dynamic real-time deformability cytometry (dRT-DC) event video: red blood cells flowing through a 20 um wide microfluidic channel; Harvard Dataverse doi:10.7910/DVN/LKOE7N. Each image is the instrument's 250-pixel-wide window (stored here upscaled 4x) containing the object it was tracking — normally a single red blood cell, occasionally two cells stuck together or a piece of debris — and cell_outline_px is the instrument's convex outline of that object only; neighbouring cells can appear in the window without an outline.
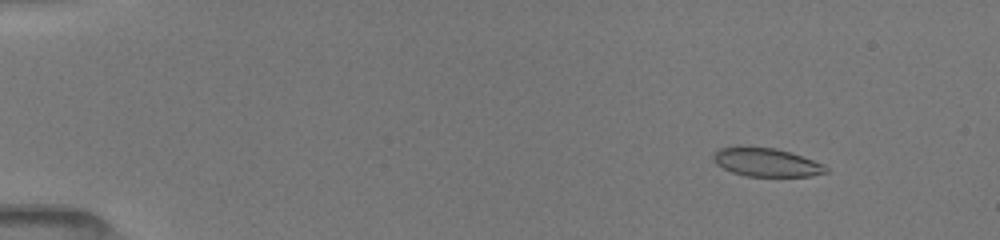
{"species": "common noctule bat (a hibernating species)", "species_latin": "Nyctalus noctula", "temperature_condition": "room temperature", "stored_images_in_passage": 43, "camera_frame_rate_fps": 3000, "um_per_image_px": 0.085, "animal": {"sex": "female", "body_mass_g": 19.5, "forearm_length_mm": 54.1}, "frame": {"image": 1, "passage_image": 7, "time_ms": 2.0, "image_size_px": [1000, 240], "cell_outline_px": [[828, 172], [812, 176], [744, 176], [732, 172], [716, 164], [712, 160], [712, 156], [716, 148], [736, 144], [740, 144], [776, 148], [824, 164], [828, 168]], "centroid_in_image_um": [65.04, 13.76], "position_along_channel_um": 20.0, "area_um2": 19.25}}
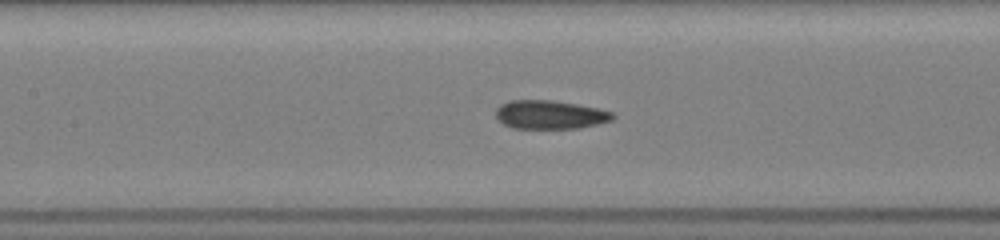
{"frame": {"image": 2, "passage_image": 26, "time_ms": 8.333, "image_size_px": [1000, 240], "cell_outline_px": [[616, 116], [612, 120], [580, 128], [512, 128], [496, 120], [496, 108], [500, 104], [508, 100], [552, 100], [576, 104], [596, 108], [612, 112]], "centroid_in_image_um": [46.7, 9.74], "position_along_channel_um": 160.7, "area_um2": 19.54}}
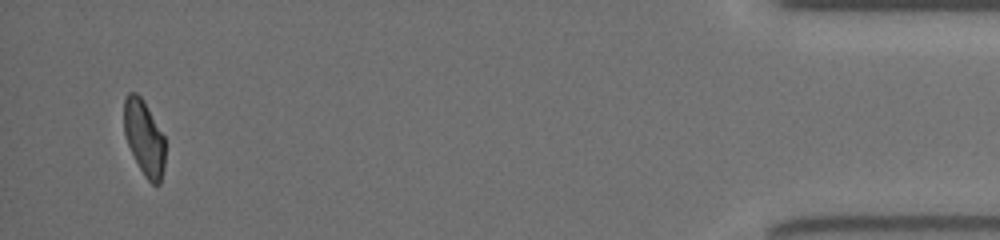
{"frame": {"image": 3, "passage_image": 43, "time_ms": 16.667, "image_size_px": [1000, 240], "cell_outline_px": [[164, 168], [160, 184], [152, 184], [144, 176], [128, 144], [124, 132], [124, 100], [128, 92], [136, 92], [144, 100], [164, 136]], "centroid_in_image_um": [12.25, 11.69], "position_along_channel_um": 422.9, "area_um2": 17.92}, "authors_computed_cell_mechanics": {"area_um2": 19.8254, "velocity_mm_per_s": 4.0024, "shape_relaxation_time_tau1_ms": 7.9791, "shape_relaxation_time_tau2_ms": 1.9955, "deformation_change_tau1": 0.1868, "deformation_change_tau2": 0.0825}}